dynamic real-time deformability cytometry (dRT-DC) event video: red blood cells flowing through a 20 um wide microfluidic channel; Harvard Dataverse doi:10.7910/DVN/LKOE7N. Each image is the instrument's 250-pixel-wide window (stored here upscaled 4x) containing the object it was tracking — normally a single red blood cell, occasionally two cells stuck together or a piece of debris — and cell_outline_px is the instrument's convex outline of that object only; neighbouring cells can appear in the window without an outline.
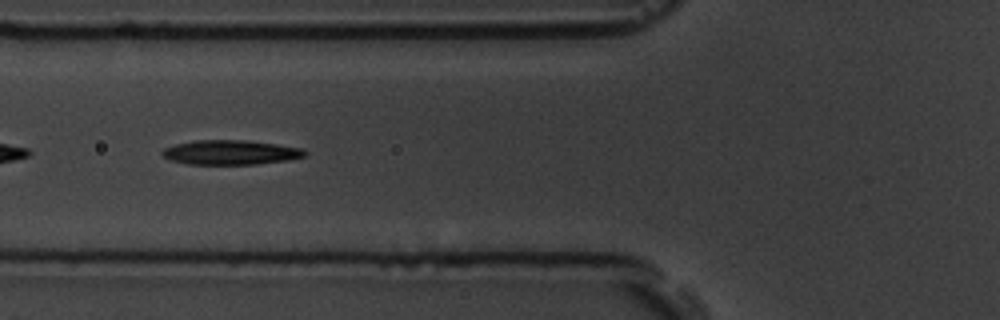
{"species": "common noctule bat (a hibernating species)", "species_latin": "Nyctalus noctula", "temperature_condition": "room temperature", "stored_images_in_passage": 9, "camera_frame_rate_fps": 3000, "um_per_image_px": 0.085, "animal": {"sex": "male", "body_mass_g": 19.5, "forearm_length_mm": 54.6}, "frame": {"image": 1, "passage_image": 6, "time_ms": 1.667, "image_size_px": [1000, 320], "cell_outline_px": [[308, 152], [304, 156], [288, 160], [256, 164], [188, 164], [172, 160], [164, 156], [160, 152], [164, 148], [176, 144], [196, 140], [244, 140], [276, 144], [304, 148]], "centroid_in_image_um": [19.62, 12.95], "position_along_channel_um": 106.2, "area_um2": 20.29}}
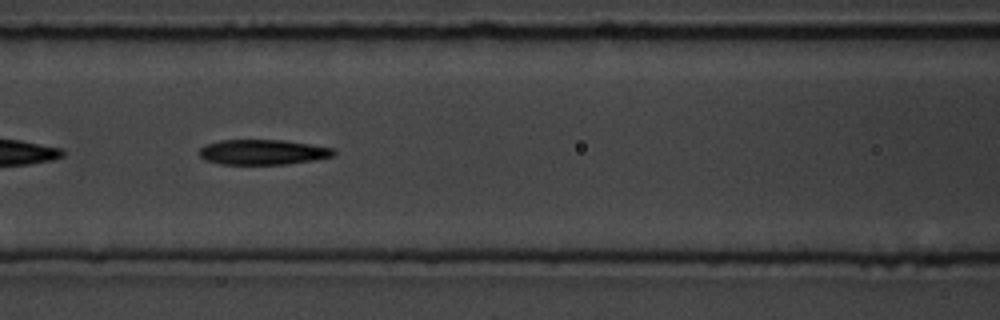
{"frame": {"image": 2, "passage_image": 7, "time_ms": 2.0, "image_size_px": [1000, 320], "cell_outline_px": [[336, 152], [332, 156], [316, 160], [284, 164], [220, 164], [208, 160], [200, 156], [196, 152], [204, 144], [220, 140], [284, 140], [332, 148]], "centroid_in_image_um": [22.29, 12.92], "position_along_channel_um": 144.3, "area_um2": 19.65}}
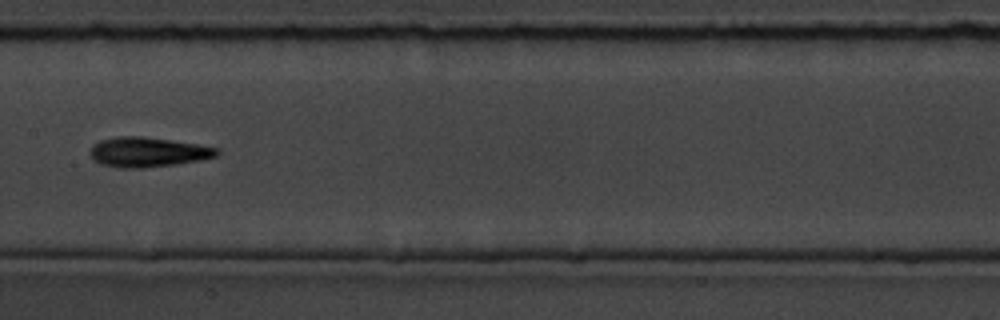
{"frame": {"image": 3, "passage_image": 8, "time_ms": 2.333, "image_size_px": [1000, 320], "cell_outline_px": [[220, 152], [216, 156], [200, 160], [144, 168], [120, 168], [100, 164], [88, 152], [92, 144], [100, 140], [120, 136], [144, 136], [196, 144], [220, 148]], "centroid_in_image_um": [12.54, 12.92], "position_along_channel_um": 194.9, "area_um2": 21.96}}